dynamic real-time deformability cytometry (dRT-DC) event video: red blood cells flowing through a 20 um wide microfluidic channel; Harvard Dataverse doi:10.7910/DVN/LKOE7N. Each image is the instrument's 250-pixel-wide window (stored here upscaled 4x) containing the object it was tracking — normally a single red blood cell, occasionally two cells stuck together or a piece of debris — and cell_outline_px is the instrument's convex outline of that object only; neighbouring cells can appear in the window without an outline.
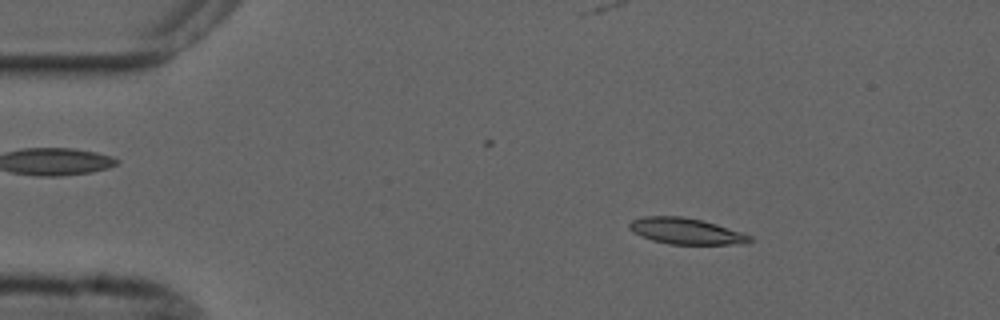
{"species": "common noctule bat (a hibernating species)", "species_latin": "Nyctalus noctula", "temperature_condition": "cold", "stored_images_in_passage": 54, "camera_frame_rate_fps": 3000, "um_per_image_px": 0.085, "animal": {"sex": "male", "forearm_length_mm": 52.5}, "frame": {"image": 1, "passage_image": 8, "time_ms": 2.333, "image_size_px": [1000, 320], "cell_outline_px": [[752, 240], [748, 244], [668, 244], [652, 240], [640, 236], [628, 228], [628, 224], [632, 220], [644, 216], [684, 216], [716, 224], [752, 236]], "centroid_in_image_um": [58.29, 19.65], "position_along_channel_um": 26.7, "area_um2": 18.32}}
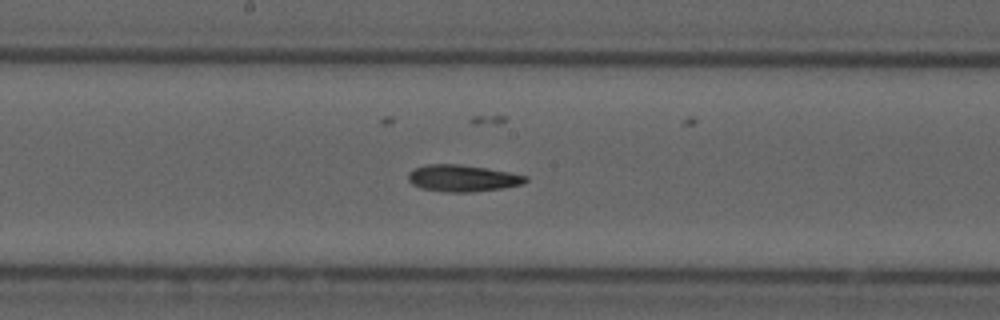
{"frame": {"image": 2, "passage_image": 28, "time_ms": 9.0, "image_size_px": [1000, 320], "cell_outline_px": [[528, 180], [524, 184], [504, 188], [472, 192], [448, 192], [420, 188], [412, 184], [408, 180], [408, 172], [416, 168], [428, 164], [460, 164], [508, 172], [528, 176]], "centroid_in_image_um": [39.33, 15.15], "position_along_channel_um": 208.9, "area_um2": 18.26}}
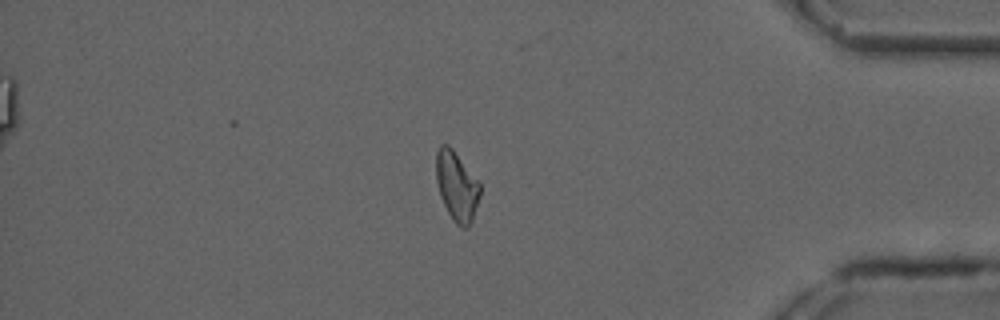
{"frame": {"image": 3, "passage_image": 46, "time_ms": 15.0, "image_size_px": [1000, 320], "cell_outline_px": [[480, 196], [472, 220], [468, 228], [460, 228], [452, 220], [440, 196], [436, 180], [436, 152], [440, 144], [448, 144], [452, 148], [480, 180]], "centroid_in_image_um": [38.83, 15.81], "position_along_channel_um": 396.4, "area_um2": 18.09}}